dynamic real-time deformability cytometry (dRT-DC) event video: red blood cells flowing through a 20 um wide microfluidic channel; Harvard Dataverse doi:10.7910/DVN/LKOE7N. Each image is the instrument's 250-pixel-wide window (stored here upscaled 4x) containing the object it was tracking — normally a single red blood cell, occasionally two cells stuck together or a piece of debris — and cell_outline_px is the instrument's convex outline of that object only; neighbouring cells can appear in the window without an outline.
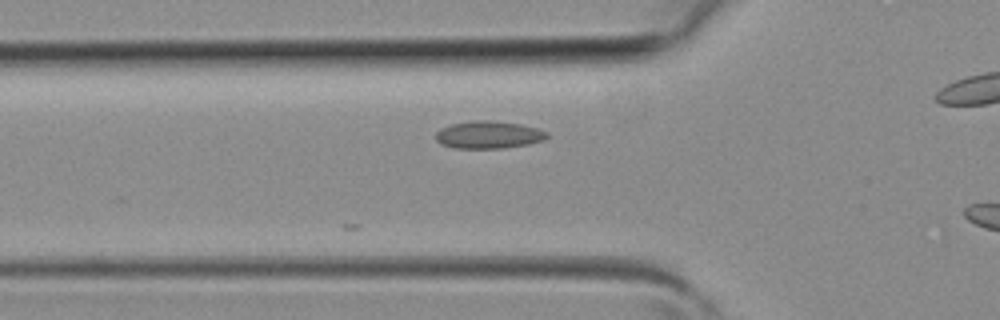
{"species": "common noctule bat (a hibernating species)", "species_latin": "Nyctalus noctula", "temperature_condition": "room temperature", "stored_images_in_passage": 3, "camera_frame_rate_fps": 3000, "um_per_image_px": 0.085, "animal": {"sex": "female", "body_mass_g": 19.3, "forearm_length_mm": 54.1}, "frame": {"image": 1, "passage_image": 2, "time_ms": 0.333, "image_size_px": [1000, 320], "cell_outline_px": [[548, 136], [544, 140], [528, 144], [504, 148], [456, 148], [440, 144], [436, 140], [436, 132], [440, 128], [452, 124], [472, 120], [492, 120], [520, 124], [536, 128], [548, 132]], "centroid_in_image_um": [41.52, 11.45], "position_along_channel_um": 84.3, "area_um2": 17.86}}